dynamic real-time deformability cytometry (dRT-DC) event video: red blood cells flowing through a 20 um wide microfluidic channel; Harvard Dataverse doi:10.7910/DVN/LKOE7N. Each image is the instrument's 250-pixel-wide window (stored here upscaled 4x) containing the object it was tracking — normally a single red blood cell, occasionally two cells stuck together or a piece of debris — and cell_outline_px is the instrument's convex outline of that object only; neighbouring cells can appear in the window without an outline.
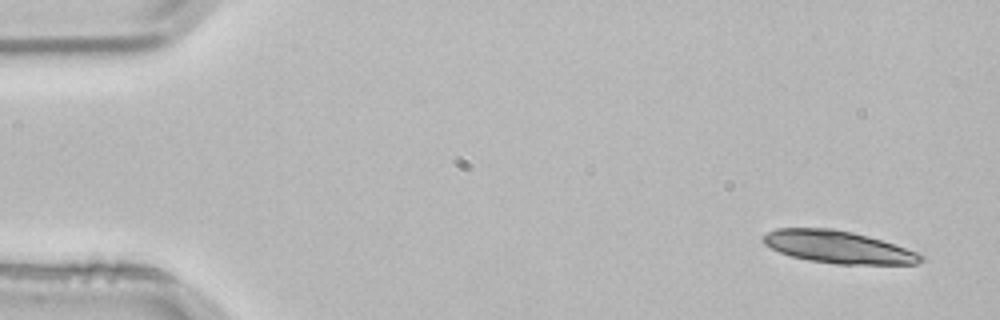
{"species": "common noctule bat (a hibernating species)", "species_latin": "Nyctalus noctula", "temperature_condition": "room temperature", "stored_images_in_passage": 3, "camera_frame_rate_fps": 3000, "um_per_image_px": 0.085, "animal": {"sex": "male", "body_mass_g": 21.5, "forearm_length_mm": 52.0}, "frame": {"image": 1, "passage_image": 1, "time_ms": 0.0, "image_size_px": [1000, 320], "cell_outline_px": [[924, 260], [916, 264], [836, 264], [808, 260], [792, 256], [780, 252], [764, 244], [760, 240], [768, 232], [776, 228], [832, 228], [852, 232], [868, 236], [916, 252], [924, 256]], "centroid_in_image_um": [71.21, 21.0], "position_along_channel_um": 13.8, "area_um2": 29.48}}